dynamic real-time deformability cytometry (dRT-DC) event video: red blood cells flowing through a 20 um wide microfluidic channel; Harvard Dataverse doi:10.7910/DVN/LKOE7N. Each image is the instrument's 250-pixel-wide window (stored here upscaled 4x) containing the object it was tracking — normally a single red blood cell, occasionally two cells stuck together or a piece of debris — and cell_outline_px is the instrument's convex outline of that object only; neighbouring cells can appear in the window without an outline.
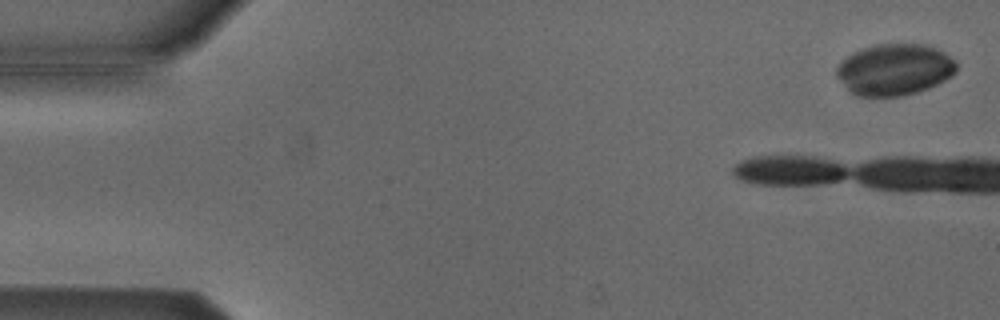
{"species": "Egyptian fruit bat (a non-hibernating species)", "species_latin": "Rousettus aegyptiacus", "temperature_condition": "cold", "stored_images_in_passage": 6, "camera_frame_rate_fps": 3000, "um_per_image_px": 0.085, "animal": {"sex": "male"}, "frame": {"image": 1, "passage_image": 2, "time_ms": 0.333, "image_size_px": [1000, 320], "cell_outline_px": [[956, 72], [952, 76], [928, 88], [916, 92], [900, 96], [856, 96], [836, 76], [836, 68], [852, 52], [876, 44], [924, 44], [936, 48], [944, 52], [956, 60]], "centroid_in_image_um": [76.06, 5.9], "position_along_channel_um": 8.9, "area_um2": 35.72}}